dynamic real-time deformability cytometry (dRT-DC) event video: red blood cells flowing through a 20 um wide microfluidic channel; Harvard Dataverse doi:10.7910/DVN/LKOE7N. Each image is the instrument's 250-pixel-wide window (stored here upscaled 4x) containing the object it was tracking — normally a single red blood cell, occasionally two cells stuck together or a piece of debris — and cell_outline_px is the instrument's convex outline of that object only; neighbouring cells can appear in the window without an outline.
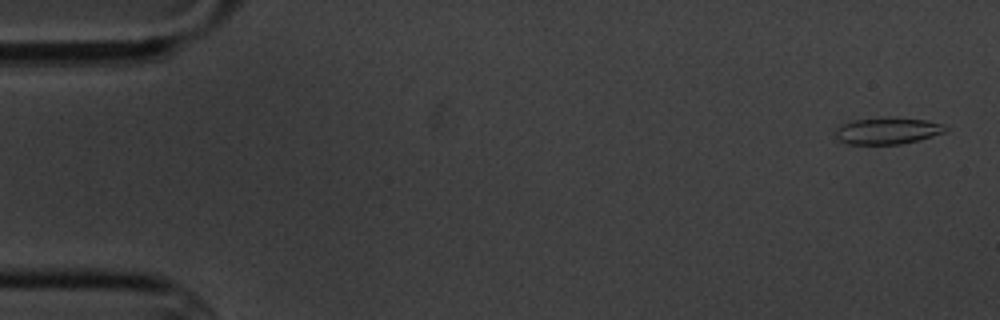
{"species": "common noctule bat (a hibernating species)", "species_latin": "Nyctalus noctula", "temperature_condition": "cold", "stored_images_in_passage": 5, "camera_frame_rate_fps": 3000, "um_per_image_px": 0.085, "animal": {"sex": "male", "body_mass_g": 20.1, "forearm_length_mm": 53.5}, "frame": {"image": 1, "passage_image": 1, "time_ms": 0.0, "image_size_px": [1000, 320], "cell_outline_px": [[948, 128], [944, 132], [932, 136], [900, 144], [848, 144], [840, 140], [836, 136], [836, 128], [840, 124], [852, 120], [924, 120], [940, 124]], "centroid_in_image_um": [75.37, 11.16], "position_along_channel_um": 9.6, "area_um2": 16.01}}